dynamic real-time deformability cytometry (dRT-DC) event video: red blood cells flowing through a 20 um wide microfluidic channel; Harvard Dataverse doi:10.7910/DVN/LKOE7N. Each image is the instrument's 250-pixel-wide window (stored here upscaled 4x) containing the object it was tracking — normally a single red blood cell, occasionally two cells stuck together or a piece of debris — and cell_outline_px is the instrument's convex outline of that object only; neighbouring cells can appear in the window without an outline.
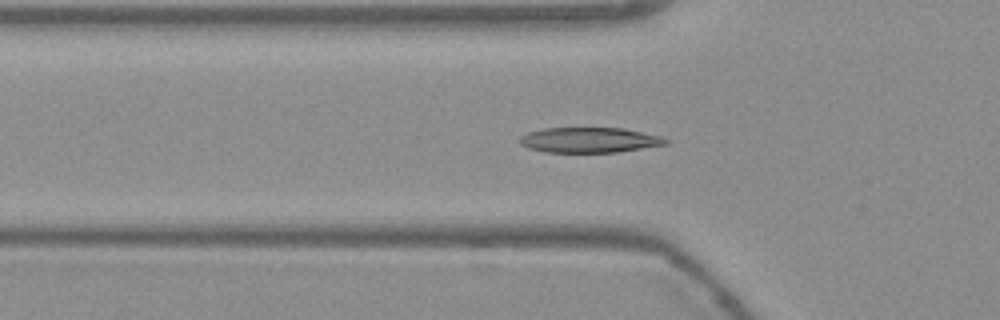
{"species": "Egyptian fruit bat (a non-hibernating species)", "species_latin": "Rousettus aegyptiacus", "temperature_condition": "warm", "stored_images_in_passage": 54, "camera_frame_rate_fps": 3000, "um_per_image_px": 0.085, "frame": {"image": 1, "passage_image": 18, "time_ms": 5.667, "image_size_px": [1000, 320], "cell_outline_px": [[668, 144], [616, 152], [544, 152], [528, 148], [520, 144], [516, 140], [520, 136], [528, 132], [544, 128], [624, 128], [660, 136], [668, 140]], "centroid_in_image_um": [50.04, 11.9], "position_along_channel_um": 75.8, "area_um2": 21.5}}
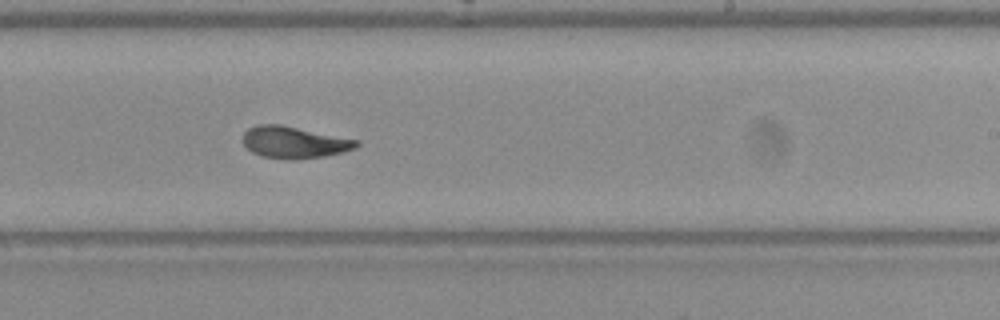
{"frame": {"image": 2, "passage_image": 33, "time_ms": 10.667, "image_size_px": [1000, 320], "cell_outline_px": [[360, 144], [356, 148], [344, 152], [324, 156], [292, 160], [288, 160], [260, 156], [252, 152], [244, 144], [244, 132], [248, 128], [256, 124], [280, 124], [360, 140]], "centroid_in_image_um": [25.03, 12.1], "position_along_channel_um": 264.0, "area_um2": 21.21}}
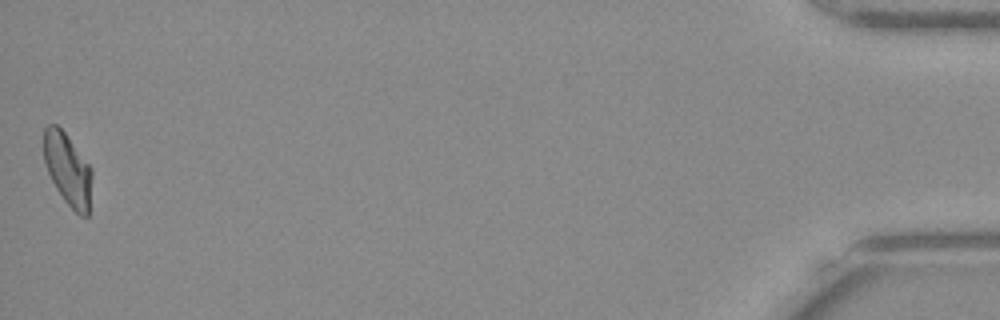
{"frame": {"image": 3, "passage_image": 54, "time_ms": 17.667, "image_size_px": [1000, 320], "cell_outline_px": [[92, 176], [88, 216], [80, 216], [64, 200], [56, 188], [44, 164], [44, 128], [48, 124], [56, 124], [64, 132], [92, 168]], "centroid_in_image_um": [5.75, 14.39], "position_along_channel_um": 429.4, "area_um2": 20.11}, "authors_computed_cell_mechanics": {"area_um2": 21.2993, "velocity_mm_per_s": 3.7428, "shape_relaxation_time_tau1_ms": 4.0506, "shape_relaxation_time_tau2_ms": 1.7369, "deformation_change_tau1": 0.1816, "deformation_change_tau2": 0.0846}}